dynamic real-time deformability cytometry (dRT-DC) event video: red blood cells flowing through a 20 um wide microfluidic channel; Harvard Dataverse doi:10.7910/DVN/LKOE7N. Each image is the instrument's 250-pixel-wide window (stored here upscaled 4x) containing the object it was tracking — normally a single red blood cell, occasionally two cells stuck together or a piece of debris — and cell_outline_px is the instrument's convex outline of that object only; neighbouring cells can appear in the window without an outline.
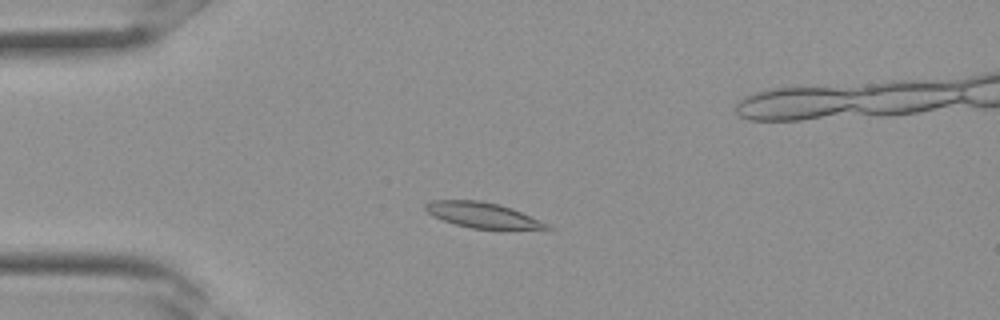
{"species": "Egyptian fruit bat (a non-hibernating species)", "species_latin": "Rousettus aegyptiacus", "temperature_condition": "room temperature", "stored_images_in_passage": 32, "camera_frame_rate_fps": 3000, "um_per_image_px": 0.085, "frame": {"image": 1, "passage_image": 6, "time_ms": 1.667, "image_size_px": [1000, 320], "cell_outline_px": [[552, 228], [472, 228], [456, 224], [432, 216], [424, 208], [424, 204], [432, 200], [480, 200], [500, 204], [512, 208], [548, 224]], "centroid_in_image_um": [40.94, 18.25], "position_along_channel_um": 44.1, "area_um2": 17.51}}
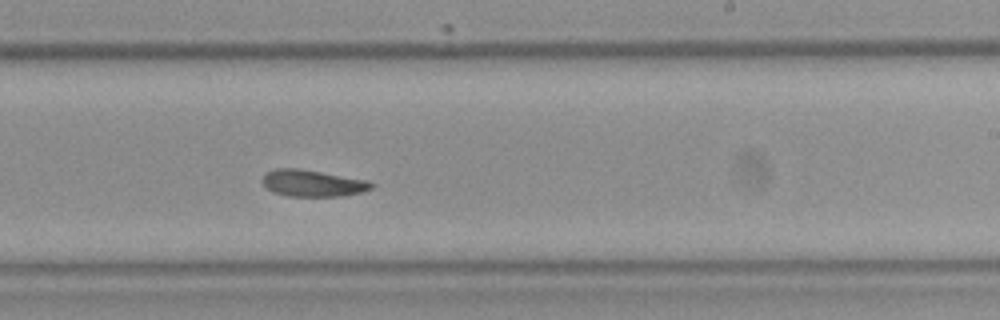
{"frame": {"image": 2, "passage_image": 18, "time_ms": 5.667, "image_size_px": [1000, 320], "cell_outline_px": [[376, 184], [372, 188], [360, 192], [344, 196], [288, 196], [272, 192], [260, 180], [268, 172], [276, 168], [300, 168], [368, 180]], "centroid_in_image_um": [26.59, 15.57], "position_along_channel_um": 262.4, "area_um2": 16.99}}
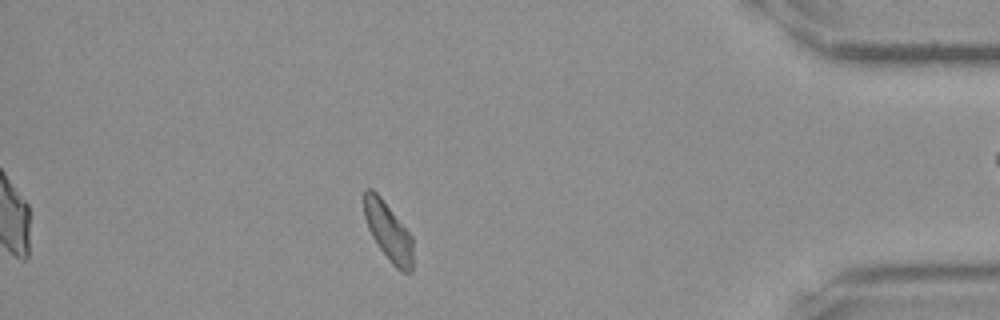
{"frame": {"image": 3, "passage_image": 27, "time_ms": 8.667, "image_size_px": [1000, 320], "cell_outline_px": [[412, 272], [400, 272], [388, 260], [372, 236], [368, 228], [364, 216], [364, 188], [372, 188], [380, 196], [412, 236]], "centroid_in_image_um": [32.99, 19.68], "position_along_channel_um": 402.2, "area_um2": 16.53}}